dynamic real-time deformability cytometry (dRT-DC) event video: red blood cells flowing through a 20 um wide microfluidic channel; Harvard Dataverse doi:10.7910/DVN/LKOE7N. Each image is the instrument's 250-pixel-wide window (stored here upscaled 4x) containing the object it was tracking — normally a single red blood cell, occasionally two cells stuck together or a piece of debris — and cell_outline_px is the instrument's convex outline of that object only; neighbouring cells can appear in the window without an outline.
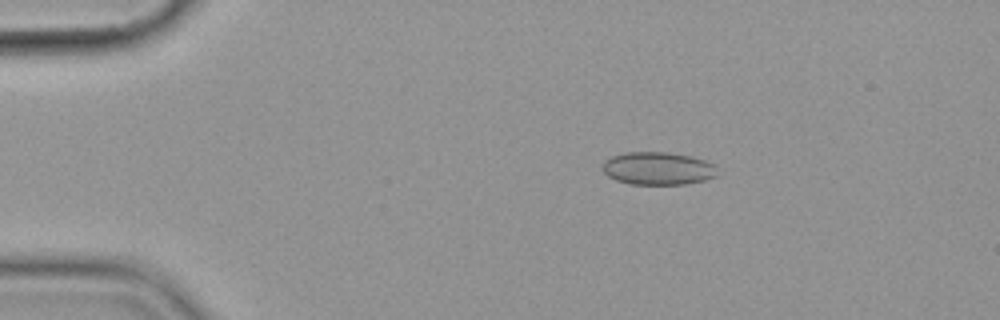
{"species": "common noctule bat (a hibernating species)", "species_latin": "Nyctalus noctula", "temperature_condition": "cold", "stored_images_in_passage": 5, "camera_frame_rate_fps": 3000, "um_per_image_px": 0.085, "animal": {"sex": "female", "body_mass_g": 19.9}, "frame": {"image": 1, "passage_image": 3, "time_ms": 2.333, "image_size_px": [1000, 320], "cell_outline_px": [[716, 176], [704, 180], [684, 184], [628, 184], [616, 180], [608, 176], [604, 172], [604, 160], [612, 156], [624, 152], [668, 152], [692, 156], [704, 160], [712, 164]], "centroid_in_image_um": [55.88, 14.31], "position_along_channel_um": 29.1, "area_um2": 21.79}}